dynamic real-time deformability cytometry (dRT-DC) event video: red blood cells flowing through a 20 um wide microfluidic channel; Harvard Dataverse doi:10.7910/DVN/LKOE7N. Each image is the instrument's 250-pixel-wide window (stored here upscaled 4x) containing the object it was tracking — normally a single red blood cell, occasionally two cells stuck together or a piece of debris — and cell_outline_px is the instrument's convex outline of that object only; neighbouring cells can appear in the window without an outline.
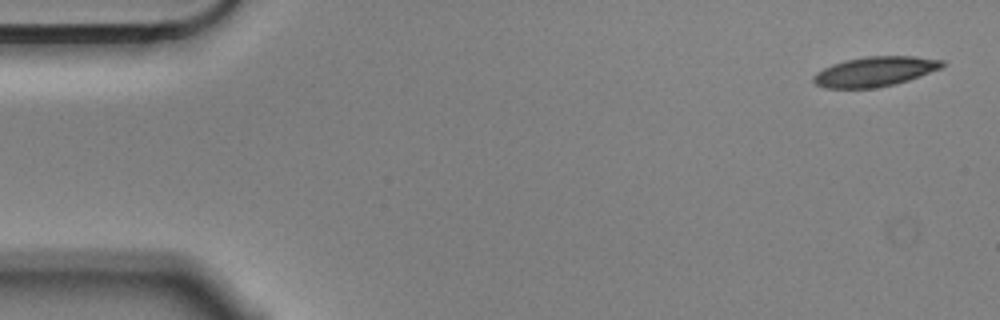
{"species": "Egyptian fruit bat (a non-hibernating species)", "species_latin": "Rousettus aegyptiacus", "temperature_condition": "cold", "stored_images_in_passage": 54, "camera_frame_rate_fps": 3000, "um_per_image_px": 0.085, "animal": {"sex": "male"}, "frame": {"image": 1, "passage_image": 1, "time_ms": 0.0, "image_size_px": [1000, 320], "cell_outline_px": [[948, 64], [940, 68], [920, 76], [896, 84], [876, 88], [824, 88], [816, 84], [812, 80], [812, 76], [816, 72], [832, 64], [844, 60], [868, 56], [916, 56], [944, 60]], "centroid_in_image_um": [74.37, 6.08], "position_along_channel_um": 10.6, "area_um2": 22.54}}
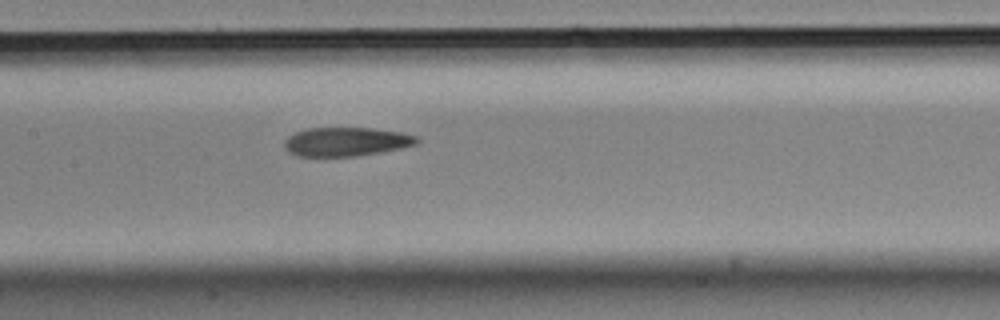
{"frame": {"image": 2, "passage_image": 25, "time_ms": 8.0, "image_size_px": [1000, 320], "cell_outline_px": [[420, 140], [416, 144], [400, 148], [380, 152], [356, 156], [296, 156], [288, 152], [284, 148], [284, 140], [288, 136], [296, 132], [308, 128], [372, 128], [400, 132], [416, 136]], "centroid_in_image_um": [29.39, 12.05], "position_along_channel_um": 178.0, "area_um2": 22.25}}
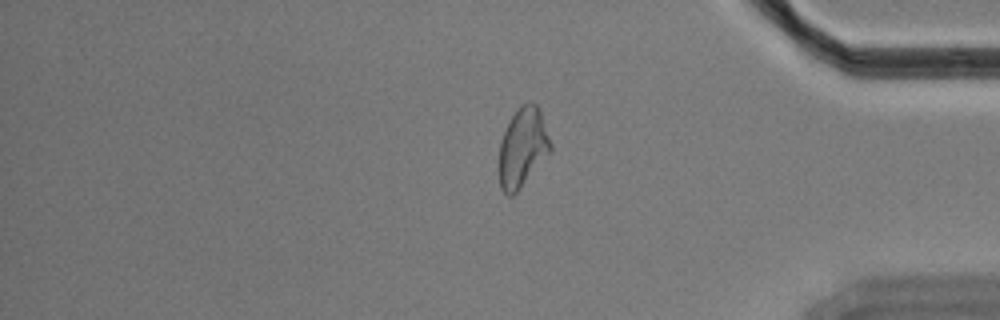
{"frame": {"image": 3, "passage_image": 45, "time_ms": 14.667, "image_size_px": [1000, 320], "cell_outline_px": [[552, 148], [516, 192], [512, 196], [508, 196], [500, 188], [496, 168], [500, 140], [512, 116], [520, 104], [528, 100], [536, 104], [540, 108], [552, 144]], "centroid_in_image_um": [44.37, 12.51], "position_along_channel_um": 390.8, "area_um2": 24.04}}